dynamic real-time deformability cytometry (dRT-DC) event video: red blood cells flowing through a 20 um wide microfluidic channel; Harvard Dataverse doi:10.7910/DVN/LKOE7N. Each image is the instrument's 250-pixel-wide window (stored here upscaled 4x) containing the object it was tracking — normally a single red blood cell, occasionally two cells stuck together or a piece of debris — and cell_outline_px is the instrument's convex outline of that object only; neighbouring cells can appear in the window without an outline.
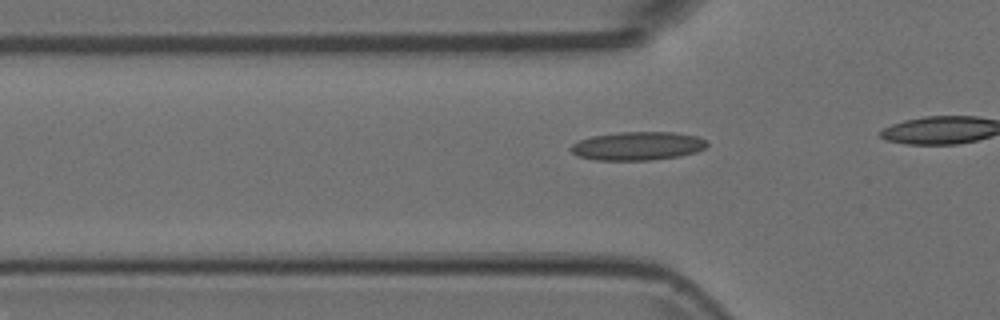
{"species": "Egyptian fruit bat (a non-hibernating species)", "species_latin": "Rousettus aegyptiacus", "temperature_condition": "room temperature", "stored_images_in_passage": 19, "camera_frame_rate_fps": 3000, "um_per_image_px": 0.085, "animal": {"sex": "female"}, "frame": {"image": 1, "passage_image": 14, "time_ms": 4.333, "image_size_px": [1000, 320], "cell_outline_px": [[708, 144], [704, 148], [696, 152], [680, 156], [652, 160], [596, 160], [580, 156], [572, 152], [568, 148], [572, 144], [580, 140], [592, 136], [616, 132], [676, 132], [696, 136], [708, 140]], "centroid_in_image_um": [54.22, 12.4], "position_along_channel_um": 71.6, "area_um2": 22.72}}
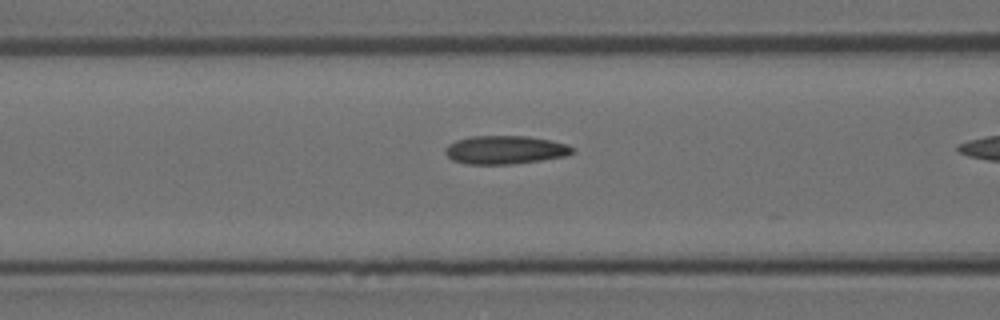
{"frame": {"image": 2, "passage_image": 18, "time_ms": 5.667, "image_size_px": [1000, 320], "cell_outline_px": [[572, 152], [564, 156], [540, 160], [512, 164], [468, 164], [452, 160], [444, 152], [444, 148], [448, 144], [456, 140], [468, 136], [528, 136], [568, 144], [572, 148]], "centroid_in_image_um": [42.87, 12.73], "position_along_channel_um": 123.7, "area_um2": 20.92}}